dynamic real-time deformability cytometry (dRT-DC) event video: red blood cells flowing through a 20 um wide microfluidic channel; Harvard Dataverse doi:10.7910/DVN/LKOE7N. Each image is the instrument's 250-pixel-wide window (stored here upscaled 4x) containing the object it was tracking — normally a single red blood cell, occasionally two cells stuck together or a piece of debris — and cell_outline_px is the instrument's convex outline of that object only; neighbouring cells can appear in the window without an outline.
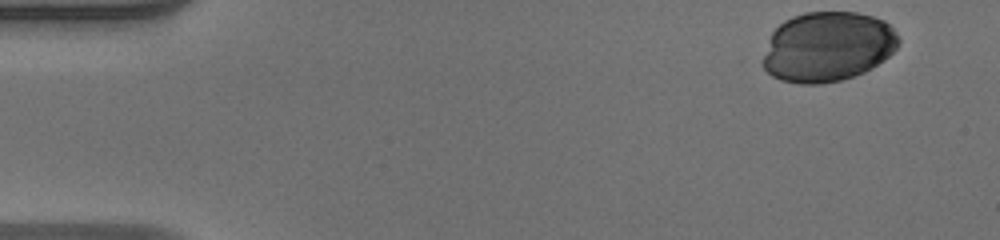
{"species": "human", "species_latin": "Homo sapiens", "temperature_condition": "warm", "stored_images_in_passage": 40, "camera_frame_rate_fps": 3000, "um_per_image_px": 0.085, "donor": {"sex": "male"}, "frame": {"image": 1, "passage_image": 1, "time_ms": 0.0, "image_size_px": [1000, 240], "cell_outline_px": [[900, 44], [884, 60], [872, 68], [864, 72], [840, 80], [820, 84], [800, 84], [780, 80], [772, 76], [760, 64], [772, 32], [784, 20], [792, 16], [804, 12], [856, 12], [872, 16], [884, 20], [896, 32], [900, 40]], "centroid_in_image_um": [70.34, 3.97], "position_along_channel_um": 14.7, "area_um2": 55.55}}
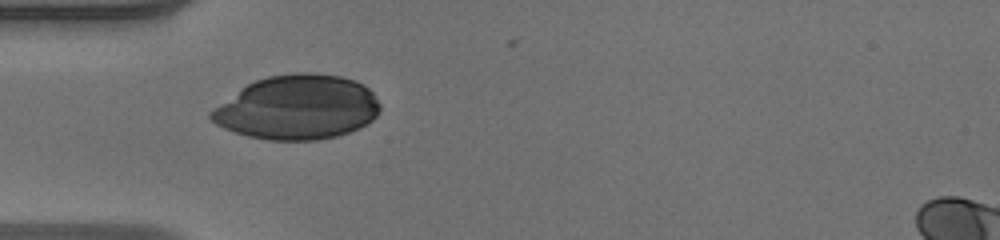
{"frame": {"image": 2, "passage_image": 13, "time_ms": 4.0, "image_size_px": [1000, 240], "cell_outline_px": [[380, 108], [376, 116], [372, 120], [360, 128], [336, 136], [316, 140], [268, 140], [248, 136], [224, 128], [216, 124], [208, 116], [208, 112], [212, 108], [248, 84], [256, 80], [268, 76], [292, 72], [308, 72], [340, 76], [352, 80], [368, 88], [372, 92], [380, 104]], "centroid_in_image_um": [25.26, 9.13], "position_along_channel_um": 59.7, "area_um2": 63.18}}
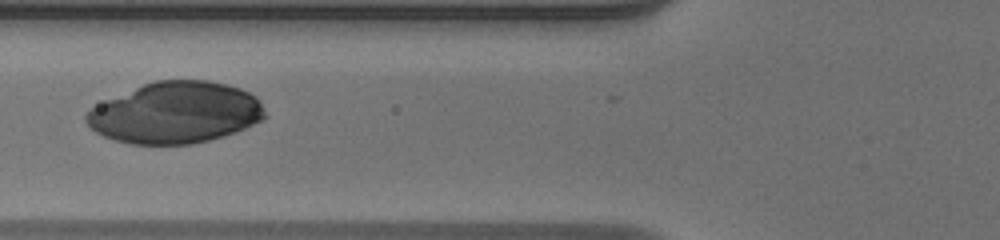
{"frame": {"image": 3, "passage_image": 17, "time_ms": 5.333, "image_size_px": [1000, 240], "cell_outline_px": [[268, 116], [236, 132], [208, 140], [192, 144], [132, 144], [116, 140], [104, 136], [96, 132], [84, 120], [84, 116], [92, 108], [108, 100], [144, 84], [156, 80], [208, 80], [228, 84], [240, 88], [256, 96]], "centroid_in_image_um": [14.95, 9.58], "position_along_channel_um": 110.9, "area_um2": 63.35}}